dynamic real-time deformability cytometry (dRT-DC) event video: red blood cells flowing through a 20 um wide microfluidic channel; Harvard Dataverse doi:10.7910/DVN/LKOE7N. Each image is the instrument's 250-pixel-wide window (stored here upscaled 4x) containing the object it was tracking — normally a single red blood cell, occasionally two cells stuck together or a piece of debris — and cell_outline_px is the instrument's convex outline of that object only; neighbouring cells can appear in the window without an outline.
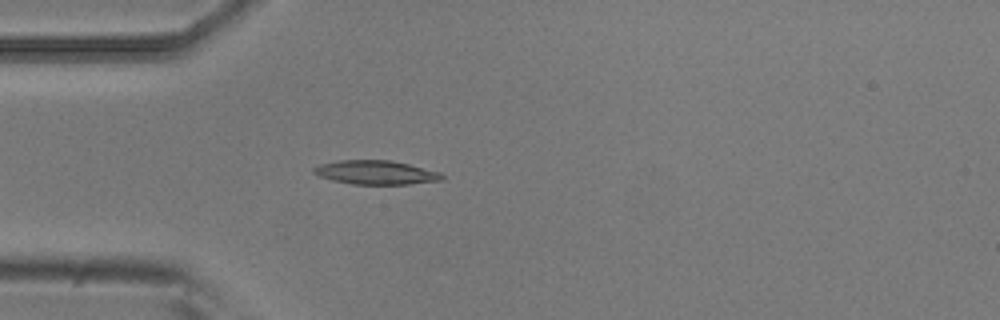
{"species": "common noctule bat (a hibernating species)", "species_latin": "Nyctalus noctula", "temperature_condition": "room temperature", "stored_images_in_passage": 5, "camera_frame_rate_fps": 3000, "um_per_image_px": 0.085, "animal": {"sex": "male", "body_mass_g": 20.5, "forearm_length_mm": 52.5}, "frame": {"image": 1, "passage_image": 5, "time_ms": 1.333, "image_size_px": [1000, 320], "cell_outline_px": [[444, 180], [408, 184], [352, 184], [332, 180], [320, 176], [312, 172], [312, 168], [320, 164], [340, 160], [392, 160], [440, 172], [444, 176]], "centroid_in_image_um": [31.95, 14.66], "position_along_channel_um": 53.1, "area_um2": 17.86}}